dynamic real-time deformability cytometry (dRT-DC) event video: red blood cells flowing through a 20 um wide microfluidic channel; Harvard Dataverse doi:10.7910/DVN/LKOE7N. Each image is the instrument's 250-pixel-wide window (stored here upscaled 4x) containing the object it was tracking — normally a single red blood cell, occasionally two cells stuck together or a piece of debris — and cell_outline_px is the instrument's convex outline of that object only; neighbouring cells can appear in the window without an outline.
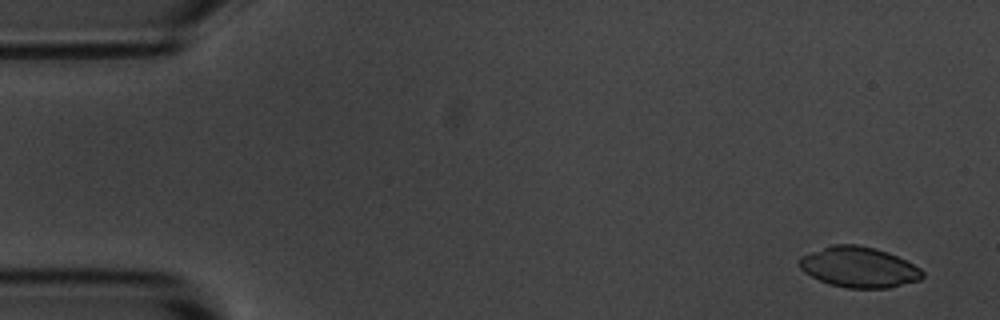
{"species": "common noctule bat (a hibernating species)", "species_latin": "Nyctalus noctula", "temperature_condition": "room temperature", "stored_images_in_passage": 4, "camera_frame_rate_fps": 3000, "um_per_image_px": 0.085, "animal": {"sex": "male", "body_mass_g": 20.1, "forearm_length_mm": 53.5}, "frame": {"image": 1, "passage_image": 1, "time_ms": 0.0, "image_size_px": [1000, 320], "cell_outline_px": [[924, 276], [920, 280], [888, 288], [844, 288], [828, 284], [804, 272], [800, 268], [800, 256], [832, 244], [856, 244], [876, 248], [888, 252], [920, 268], [924, 272]], "centroid_in_image_um": [73.0, 22.71], "position_along_channel_um": 12.0, "area_um2": 29.07}}